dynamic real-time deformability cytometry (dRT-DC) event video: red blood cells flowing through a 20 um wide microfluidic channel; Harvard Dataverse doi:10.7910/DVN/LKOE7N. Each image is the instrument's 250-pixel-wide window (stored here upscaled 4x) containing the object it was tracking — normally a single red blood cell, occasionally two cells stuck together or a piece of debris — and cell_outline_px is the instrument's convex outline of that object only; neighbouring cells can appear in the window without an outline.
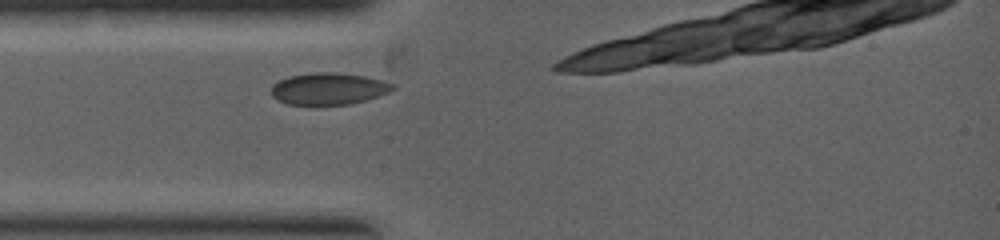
{"species": "common noctule bat (a hibernating species)", "species_latin": "Nyctalus noctula", "temperature_condition": "warm", "stored_images_in_passage": 1, "camera_frame_rate_fps": 5000, "um_per_image_px": 0.085, "animal": {"sex": "female", "body_mass_g": 19.0, "forearm_length_mm": 53.3}, "frame": {"image": 1, "passage_image": 1, "time_ms": 0.0, "image_size_px": [1000, 240], "cell_outline_px": [[396, 88], [388, 92], [364, 100], [348, 104], [316, 108], [288, 104], [272, 96], [272, 84], [288, 76], [312, 72], [332, 72], [364, 76], [396, 84]], "centroid_in_image_um": [27.89, 7.58], "position_along_channel_um": 57.1, "area_um2": 23.06}}